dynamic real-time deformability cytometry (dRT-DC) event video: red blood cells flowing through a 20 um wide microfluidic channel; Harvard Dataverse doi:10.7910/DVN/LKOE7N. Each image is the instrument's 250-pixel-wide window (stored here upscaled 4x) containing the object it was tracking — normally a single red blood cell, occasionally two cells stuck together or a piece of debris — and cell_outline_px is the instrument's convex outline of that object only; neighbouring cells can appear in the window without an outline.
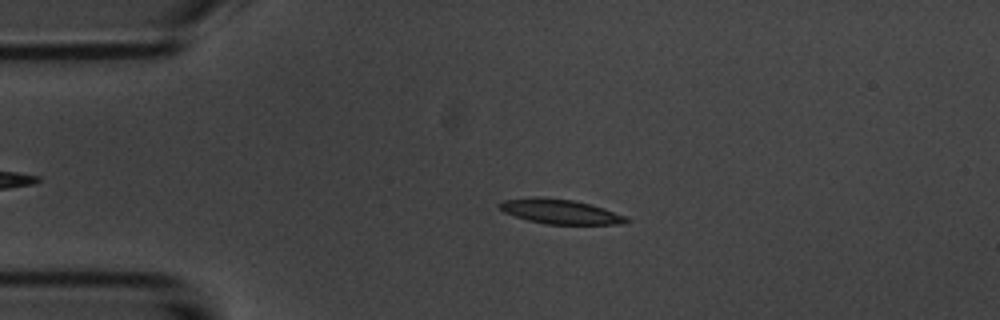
{"species": "common noctule bat (a hibernating species)", "species_latin": "Nyctalus noctula", "temperature_condition": "room temperature", "stored_images_in_passage": 45, "camera_frame_rate_fps": 3000, "um_per_image_px": 0.085, "animal": {"sex": "male", "body_mass_g": 20.1, "forearm_length_mm": 53.5}, "frame": {"image": 1, "passage_image": 11, "time_ms": 3.333, "image_size_px": [1000, 320], "cell_outline_px": [[632, 220], [624, 224], [548, 224], [528, 220], [504, 212], [496, 204], [504, 200], [532, 196], [572, 200], [592, 204], [628, 216]], "centroid_in_image_um": [47.66, 17.98], "position_along_channel_um": 37.3, "area_um2": 18.32}}
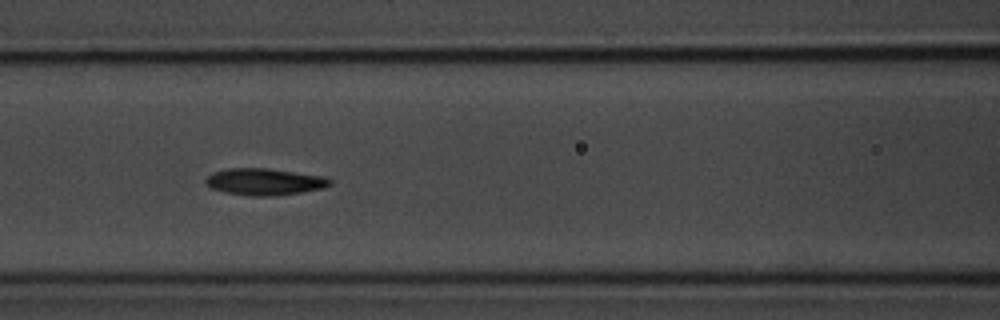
{"frame": {"image": 2, "passage_image": 22, "time_ms": 7.0, "image_size_px": [1000, 320], "cell_outline_px": [[332, 184], [324, 188], [276, 196], [252, 196], [224, 192], [212, 188], [204, 180], [212, 172], [228, 168], [268, 168], [324, 176], [332, 180]], "centroid_in_image_um": [22.5, 15.44], "position_along_channel_um": 144.1, "area_um2": 19.42}}
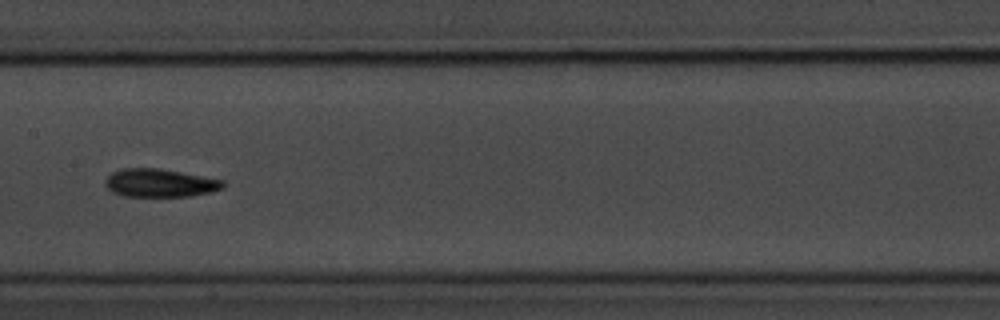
{"frame": {"image": 3, "passage_image": 26, "time_ms": 8.333, "image_size_px": [1000, 320], "cell_outline_px": [[224, 188], [212, 192], [192, 196], [124, 196], [112, 192], [104, 184], [104, 180], [112, 172], [120, 168], [160, 168], [224, 180]], "centroid_in_image_um": [13.59, 15.55], "position_along_channel_um": 193.8, "area_um2": 19.48}, "authors_computed_cell_mechanics": {"area_um2": 18.496, "velocity_mm_per_s": 3.7334, "shape_relaxation_time_tau1_ms": 2.3888, "shape_relaxation_time_tau2_ms": 5.0414, "deformation_change_tau1": 0.1135, "deformation_change_tau2": 0.1304}}